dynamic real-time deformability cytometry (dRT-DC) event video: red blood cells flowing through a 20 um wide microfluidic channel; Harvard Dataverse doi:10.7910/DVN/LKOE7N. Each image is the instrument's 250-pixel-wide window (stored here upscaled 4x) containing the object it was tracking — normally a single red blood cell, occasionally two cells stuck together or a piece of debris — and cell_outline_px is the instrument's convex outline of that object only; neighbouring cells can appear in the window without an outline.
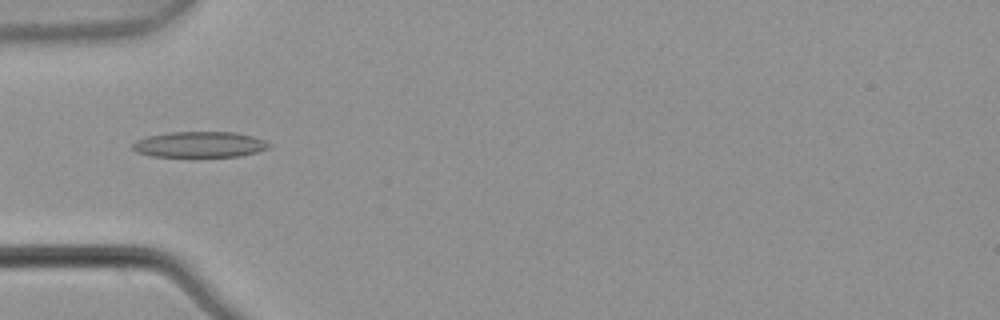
{"species": "common noctule bat (a hibernating species)", "species_latin": "Nyctalus noctula", "temperature_condition": "warm", "stored_images_in_passage": 7, "camera_frame_rate_fps": 3000, "um_per_image_px": 0.085, "animal": {"sex": "male", "body_mass_g": 21.5, "forearm_length_mm": 52.0}, "frame": {"image": 1, "passage_image": 5, "time_ms": 1.333, "image_size_px": [1000, 320], "cell_outline_px": [[272, 148], [240, 156], [152, 156], [136, 152], [132, 148], [132, 144], [136, 140], [148, 136], [168, 132], [236, 132], [252, 136], [264, 140], [272, 144]], "centroid_in_image_um": [17.0, 12.27], "position_along_channel_um": 68.0, "area_um2": 20.52}}
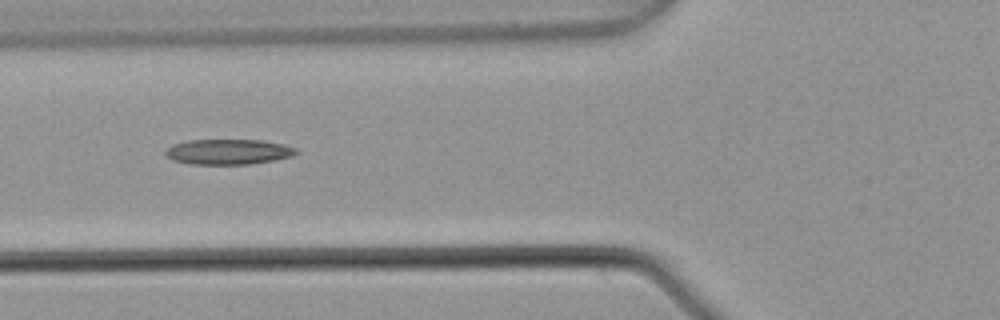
{"frame": {"image": 2, "passage_image": 6, "time_ms": 1.667, "image_size_px": [1000, 320], "cell_outline_px": [[296, 152], [292, 156], [272, 160], [248, 164], [192, 164], [172, 160], [164, 152], [172, 144], [188, 140], [260, 140], [284, 144], [296, 148]], "centroid_in_image_um": [19.38, 12.89], "position_along_channel_um": 106.4, "area_um2": 19.07}}
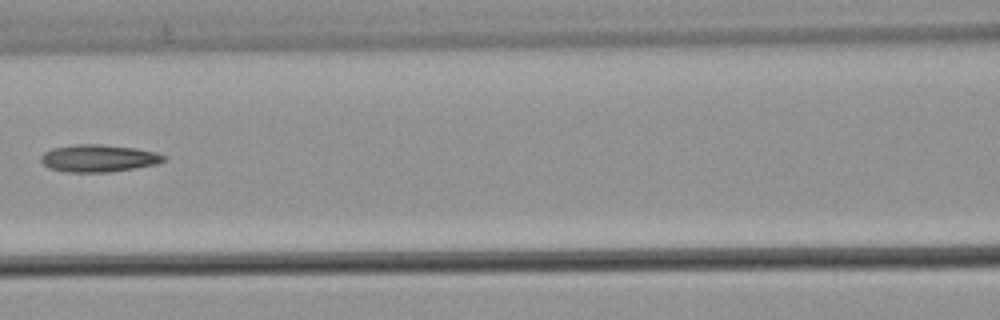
{"frame": {"image": 3, "passage_image": 7, "time_ms": 2.0, "image_size_px": [1000, 320], "cell_outline_px": [[168, 156], [164, 160], [156, 164], [108, 172], [64, 172], [48, 168], [40, 160], [40, 156], [44, 152], [52, 148], [76, 144], [100, 144], [136, 148], [156, 152]], "centroid_in_image_um": [8.35, 13.44], "position_along_channel_um": 158.3, "area_um2": 19.59}}